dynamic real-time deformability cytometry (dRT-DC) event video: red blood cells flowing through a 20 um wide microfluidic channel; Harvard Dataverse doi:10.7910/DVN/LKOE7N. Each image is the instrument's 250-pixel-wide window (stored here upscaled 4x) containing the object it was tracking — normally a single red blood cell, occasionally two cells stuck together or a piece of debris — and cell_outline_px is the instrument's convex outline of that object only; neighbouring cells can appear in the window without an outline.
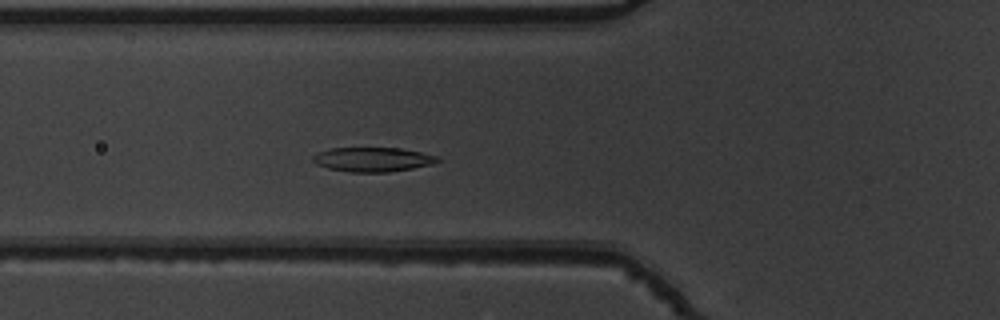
{"species": "common noctule bat (a hibernating species)", "species_latin": "Nyctalus noctula", "temperature_condition": "warm", "stored_images_in_passage": 51, "camera_frame_rate_fps": 3000, "um_per_image_px": 0.085, "animal": {"sex": "male", "body_mass_g": 19.5, "forearm_length_mm": 54.6}, "frame": {"image": 1, "passage_image": 17, "time_ms": 5.333, "image_size_px": [1000, 320], "cell_outline_px": [[440, 160], [432, 164], [412, 168], [388, 172], [352, 172], [328, 168], [316, 164], [312, 160], [312, 156], [316, 152], [328, 148], [396, 148], [420, 152], [436, 156]], "centroid_in_image_um": [31.61, 13.55], "position_along_channel_um": 94.2, "area_um2": 17.57}}
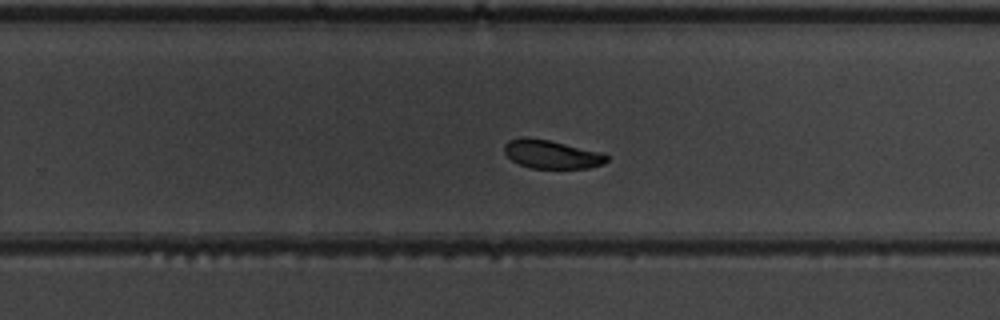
{"frame": {"image": 2, "passage_image": 32, "time_ms": 10.333, "image_size_px": [1000, 320], "cell_outline_px": [[608, 160], [604, 164], [588, 168], [528, 168], [512, 160], [504, 152], [504, 144], [508, 140], [520, 136], [524, 136], [548, 140], [600, 152], [608, 156]], "centroid_in_image_um": [46.85, 13.11], "position_along_channel_um": 283.0, "area_um2": 16.99}}
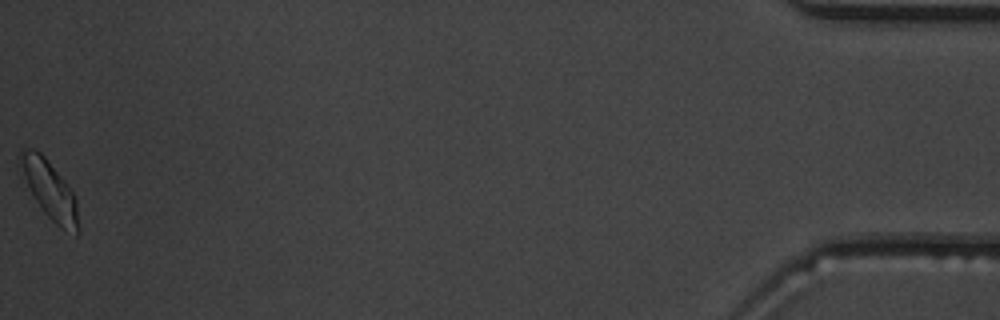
{"frame": {"image": 3, "passage_image": 51, "time_ms": 16.667, "image_size_px": [1000, 320], "cell_outline_px": [[80, 232], [76, 236], [60, 228], [44, 212], [36, 200], [16, 164], [16, 156], [20, 148], [32, 148], [40, 152], [44, 156], [68, 184], [76, 196]], "centroid_in_image_um": [4.2, 16.11], "position_along_channel_um": 431.0, "area_um2": 20.23}, "authors_computed_cell_mechanics": {"area_um2": 18.2648, "velocity_mm_per_s": 3.7817, "shape_relaxation_time_tau1_ms": 1.628, "shape_relaxation_time_tau2_ms": null, "deformation_change_tau1": 0.0944, "deformation_change_tau2": null}}